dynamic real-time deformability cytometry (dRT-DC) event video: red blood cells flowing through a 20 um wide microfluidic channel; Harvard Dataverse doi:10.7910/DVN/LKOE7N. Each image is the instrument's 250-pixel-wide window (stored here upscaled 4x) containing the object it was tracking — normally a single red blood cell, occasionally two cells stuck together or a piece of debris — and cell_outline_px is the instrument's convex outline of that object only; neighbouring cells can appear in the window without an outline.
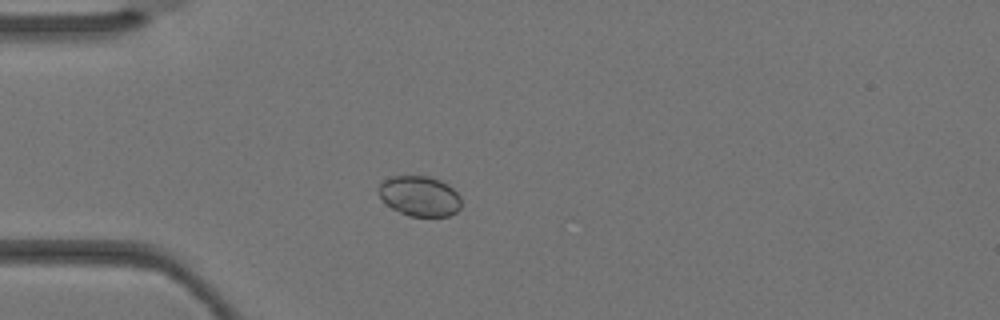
{"species": "Egyptian fruit bat (a non-hibernating species)", "species_latin": "Rousettus aegyptiacus", "temperature_condition": "warm", "stored_images_in_passage": 2, "camera_frame_rate_fps": 3000, "um_per_image_px": 0.085, "animal": {"sex": "female"}, "frame": {"image": 1, "passage_image": 2, "time_ms": 0.333, "image_size_px": [1000, 320], "cell_outline_px": [[460, 208], [456, 212], [448, 216], [408, 216], [392, 208], [380, 196], [380, 184], [388, 176], [428, 176], [440, 180], [448, 184], [460, 196]], "centroid_in_image_um": [35.69, 16.66], "position_along_channel_um": 49.3, "area_um2": 19.19}}